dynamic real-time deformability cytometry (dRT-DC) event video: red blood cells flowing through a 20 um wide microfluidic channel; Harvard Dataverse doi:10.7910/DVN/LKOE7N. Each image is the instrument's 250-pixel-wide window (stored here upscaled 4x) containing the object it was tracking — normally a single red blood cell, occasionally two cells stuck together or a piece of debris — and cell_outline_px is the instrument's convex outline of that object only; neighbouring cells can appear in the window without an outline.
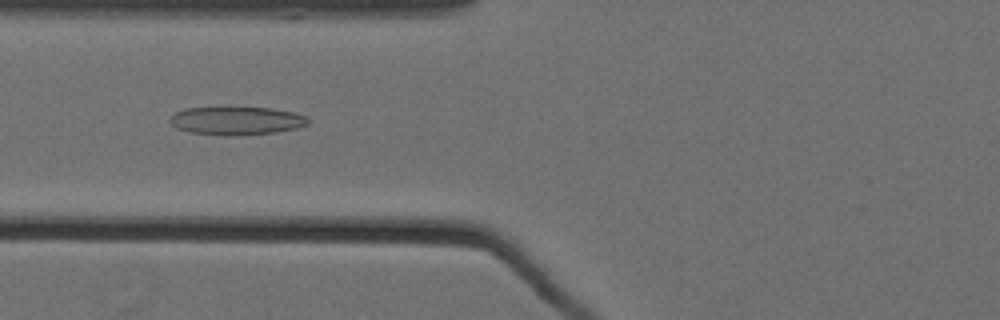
{"species": "Egyptian fruit bat (a non-hibernating species)", "species_latin": "Rousettus aegyptiacus", "temperature_condition": "cold", "stored_images_in_passage": 60, "camera_frame_rate_fps": 3000, "um_per_image_px": 0.085, "animal": {"sex": "female"}, "frame": {"image": 1, "passage_image": 27, "time_ms": 8.667, "image_size_px": [1000, 320], "cell_outline_px": [[308, 124], [296, 128], [276, 132], [228, 136], [188, 132], [176, 128], [168, 120], [176, 112], [188, 108], [272, 108], [292, 112], [308, 116]], "centroid_in_image_um": [20.1, 10.27], "position_along_channel_um": 105.7, "area_um2": 22.48}}
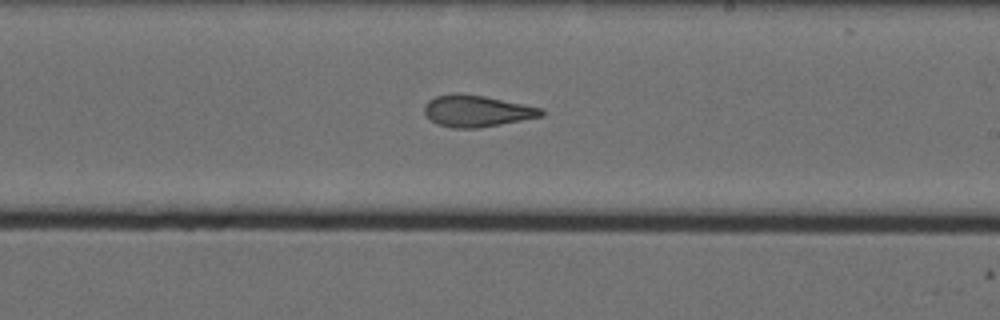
{"frame": {"image": 2, "passage_image": 39, "time_ms": 12.667, "image_size_px": [1000, 320], "cell_outline_px": [[544, 116], [480, 128], [452, 128], [436, 124], [424, 112], [424, 104], [428, 100], [436, 96], [456, 92], [484, 96], [544, 108]], "centroid_in_image_um": [40.53, 9.43], "position_along_channel_um": 248.5, "area_um2": 21.68}}
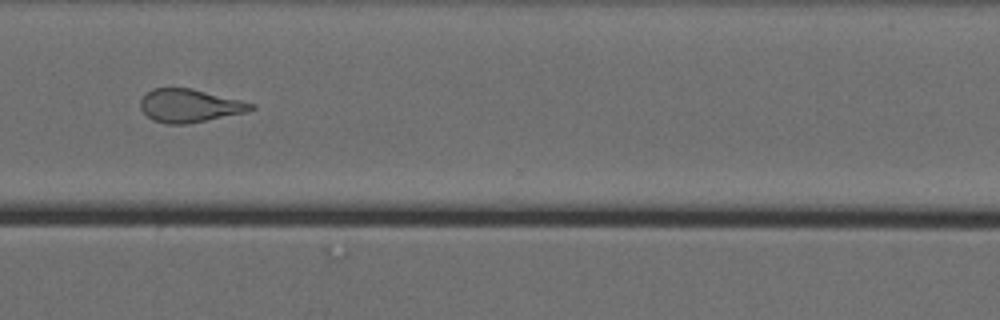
{"frame": {"image": 3, "passage_image": 48, "time_ms": 15.667, "image_size_px": [1000, 320], "cell_outline_px": [[256, 108], [248, 112], [188, 124], [168, 124], [152, 120], [140, 108], [140, 100], [152, 88], [192, 88], [256, 104]], "centroid_in_image_um": [16.14, 8.99], "position_along_channel_um": 354.5, "area_um2": 21.44}, "authors_computed_cell_mechanics": {"area_um2": 22.8021, "velocity_mm_per_s": 3.5526, "shape_relaxation_time_tau1_ms": 9.7816, "shape_relaxation_time_tau2_ms": 2.3074, "deformation_change_tau1": 0.219, "deformation_change_tau2": 0.0996}}